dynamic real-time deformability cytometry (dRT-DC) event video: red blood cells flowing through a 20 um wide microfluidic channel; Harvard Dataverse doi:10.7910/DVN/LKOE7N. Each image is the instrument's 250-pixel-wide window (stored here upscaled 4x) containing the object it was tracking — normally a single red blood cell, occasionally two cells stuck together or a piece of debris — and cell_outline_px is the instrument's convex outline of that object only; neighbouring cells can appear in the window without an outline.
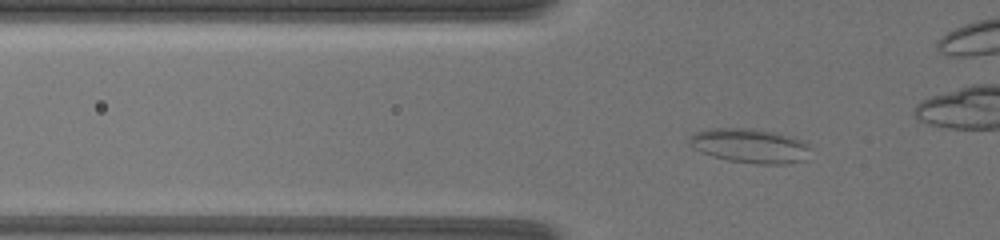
{"species": "common noctule bat (a hibernating species)", "species_latin": "Nyctalus noctula", "temperature_condition": "warm", "stored_images_in_passage": 42, "camera_frame_rate_fps": 3000, "um_per_image_px": 0.085, "animal": {"sex": "female", "body_mass_g": 19.5, "forearm_length_mm": 54.1}, "frame": {"image": 1, "passage_image": 9, "time_ms": 2.667, "image_size_px": [1000, 240], "cell_outline_px": [[808, 148], [804, 160], [788, 164], [756, 164], [728, 160], [712, 156], [700, 152], [692, 144], [688, 136], [696, 132], [724, 128], [732, 128], [768, 132], [800, 140], [808, 144]], "centroid_in_image_um": [63.72, 12.43], "position_along_channel_um": 62.1, "area_um2": 23.18}}
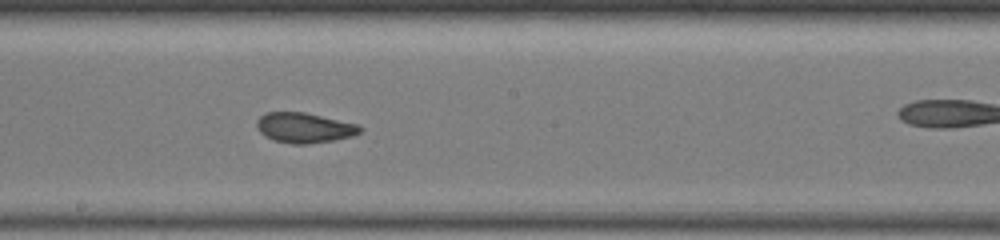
{"frame": {"image": 2, "passage_image": 21, "time_ms": 6.667, "image_size_px": [1000, 240], "cell_outline_px": [[364, 128], [360, 132], [352, 136], [332, 140], [308, 144], [292, 144], [272, 140], [260, 132], [256, 124], [256, 120], [260, 116], [268, 112], [304, 112], [356, 124]], "centroid_in_image_um": [25.84, 10.86], "position_along_channel_um": 222.4, "area_um2": 17.98}}
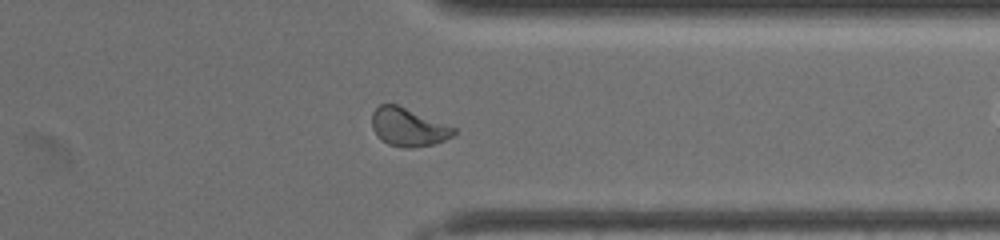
{"frame": {"image": 3, "passage_image": 32, "time_ms": 10.333, "image_size_px": [1000, 240], "cell_outline_px": [[456, 132], [452, 136], [444, 140], [432, 144], [408, 148], [404, 148], [388, 144], [372, 128], [372, 112], [380, 104], [396, 104], [456, 128]], "centroid_in_image_um": [34.7, 10.8], "position_along_channel_um": 376.7, "area_um2": 17.8}, "authors_computed_cell_mechanics": {"area_um2": 18.5249, "velocity_mm_per_s": 4.2287, "shape_relaxation_time_tau1_ms": null, "shape_relaxation_time_tau2_ms": 1.1894, "deformation_change_tau1": null, "deformation_change_tau2": 0.0603}}